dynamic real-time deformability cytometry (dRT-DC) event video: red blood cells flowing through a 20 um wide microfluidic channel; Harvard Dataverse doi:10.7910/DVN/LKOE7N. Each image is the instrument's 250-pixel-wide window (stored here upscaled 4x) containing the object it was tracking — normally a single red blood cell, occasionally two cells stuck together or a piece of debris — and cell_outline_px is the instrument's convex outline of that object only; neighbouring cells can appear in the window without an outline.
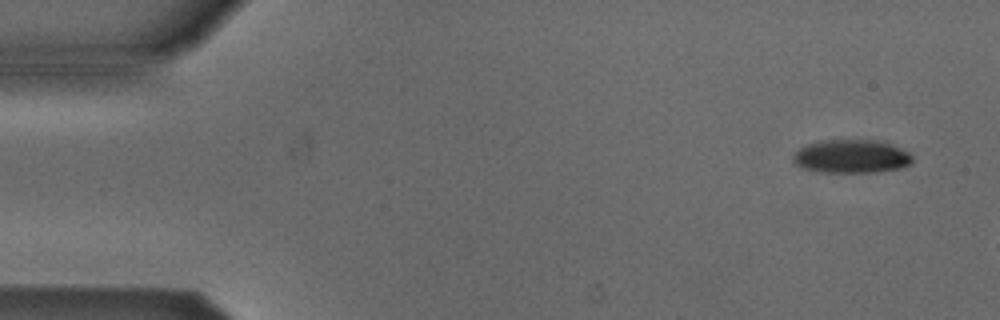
{"species": "Egyptian fruit bat (a non-hibernating species)", "species_latin": "Rousettus aegyptiacus", "temperature_condition": "cold", "stored_images_in_passage": 5, "camera_frame_rate_fps": 3000, "um_per_image_px": 0.085, "animal": {"sex": "male"}, "frame": {"image": 1, "passage_image": 1, "time_ms": 0.0, "image_size_px": [1000, 320], "cell_outline_px": [[912, 164], [900, 168], [876, 172], [820, 172], [800, 168], [792, 160], [792, 156], [800, 148], [808, 144], [820, 140], [876, 140], [900, 148], [908, 152], [912, 156]], "centroid_in_image_um": [72.34, 13.3], "position_along_channel_um": 12.7, "area_um2": 23.24}}